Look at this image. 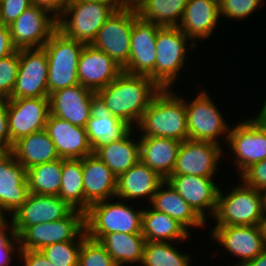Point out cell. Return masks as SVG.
<instances>
[{
    "instance_id": "obj_50",
    "label": "cell",
    "mask_w": 266,
    "mask_h": 266,
    "mask_svg": "<svg viewBox=\"0 0 266 266\" xmlns=\"http://www.w3.org/2000/svg\"><path fill=\"white\" fill-rule=\"evenodd\" d=\"M244 266H266V245L257 257L248 261Z\"/></svg>"
},
{
    "instance_id": "obj_33",
    "label": "cell",
    "mask_w": 266,
    "mask_h": 266,
    "mask_svg": "<svg viewBox=\"0 0 266 266\" xmlns=\"http://www.w3.org/2000/svg\"><path fill=\"white\" fill-rule=\"evenodd\" d=\"M99 242L104 246L117 266L141 264L146 239L142 234L108 233Z\"/></svg>"
},
{
    "instance_id": "obj_17",
    "label": "cell",
    "mask_w": 266,
    "mask_h": 266,
    "mask_svg": "<svg viewBox=\"0 0 266 266\" xmlns=\"http://www.w3.org/2000/svg\"><path fill=\"white\" fill-rule=\"evenodd\" d=\"M72 210L59 196L29 193L26 201L11 215L14 233L19 237L29 226L63 219Z\"/></svg>"
},
{
    "instance_id": "obj_26",
    "label": "cell",
    "mask_w": 266,
    "mask_h": 266,
    "mask_svg": "<svg viewBox=\"0 0 266 266\" xmlns=\"http://www.w3.org/2000/svg\"><path fill=\"white\" fill-rule=\"evenodd\" d=\"M219 17V0H189L178 27L193 41L208 39Z\"/></svg>"
},
{
    "instance_id": "obj_52",
    "label": "cell",
    "mask_w": 266,
    "mask_h": 266,
    "mask_svg": "<svg viewBox=\"0 0 266 266\" xmlns=\"http://www.w3.org/2000/svg\"><path fill=\"white\" fill-rule=\"evenodd\" d=\"M263 215L266 216V188L260 190Z\"/></svg>"
},
{
    "instance_id": "obj_12",
    "label": "cell",
    "mask_w": 266,
    "mask_h": 266,
    "mask_svg": "<svg viewBox=\"0 0 266 266\" xmlns=\"http://www.w3.org/2000/svg\"><path fill=\"white\" fill-rule=\"evenodd\" d=\"M47 79L45 49H20L17 79L9 99L49 97Z\"/></svg>"
},
{
    "instance_id": "obj_46",
    "label": "cell",
    "mask_w": 266,
    "mask_h": 266,
    "mask_svg": "<svg viewBox=\"0 0 266 266\" xmlns=\"http://www.w3.org/2000/svg\"><path fill=\"white\" fill-rule=\"evenodd\" d=\"M0 144L10 148L6 98H0Z\"/></svg>"
},
{
    "instance_id": "obj_39",
    "label": "cell",
    "mask_w": 266,
    "mask_h": 266,
    "mask_svg": "<svg viewBox=\"0 0 266 266\" xmlns=\"http://www.w3.org/2000/svg\"><path fill=\"white\" fill-rule=\"evenodd\" d=\"M78 266H117L104 246L86 236L79 251Z\"/></svg>"
},
{
    "instance_id": "obj_35",
    "label": "cell",
    "mask_w": 266,
    "mask_h": 266,
    "mask_svg": "<svg viewBox=\"0 0 266 266\" xmlns=\"http://www.w3.org/2000/svg\"><path fill=\"white\" fill-rule=\"evenodd\" d=\"M189 0H148L138 11L140 19L159 26L178 27Z\"/></svg>"
},
{
    "instance_id": "obj_44",
    "label": "cell",
    "mask_w": 266,
    "mask_h": 266,
    "mask_svg": "<svg viewBox=\"0 0 266 266\" xmlns=\"http://www.w3.org/2000/svg\"><path fill=\"white\" fill-rule=\"evenodd\" d=\"M31 5V0H0V23L10 25Z\"/></svg>"
},
{
    "instance_id": "obj_36",
    "label": "cell",
    "mask_w": 266,
    "mask_h": 266,
    "mask_svg": "<svg viewBox=\"0 0 266 266\" xmlns=\"http://www.w3.org/2000/svg\"><path fill=\"white\" fill-rule=\"evenodd\" d=\"M62 174V158L26 170L29 192L58 196Z\"/></svg>"
},
{
    "instance_id": "obj_1",
    "label": "cell",
    "mask_w": 266,
    "mask_h": 266,
    "mask_svg": "<svg viewBox=\"0 0 266 266\" xmlns=\"http://www.w3.org/2000/svg\"><path fill=\"white\" fill-rule=\"evenodd\" d=\"M161 88L149 77L122 72L109 85L96 91L113 116L132 127Z\"/></svg>"
},
{
    "instance_id": "obj_11",
    "label": "cell",
    "mask_w": 266,
    "mask_h": 266,
    "mask_svg": "<svg viewBox=\"0 0 266 266\" xmlns=\"http://www.w3.org/2000/svg\"><path fill=\"white\" fill-rule=\"evenodd\" d=\"M227 143L241 174L250 165L266 159V125L256 116L242 120L229 130Z\"/></svg>"
},
{
    "instance_id": "obj_48",
    "label": "cell",
    "mask_w": 266,
    "mask_h": 266,
    "mask_svg": "<svg viewBox=\"0 0 266 266\" xmlns=\"http://www.w3.org/2000/svg\"><path fill=\"white\" fill-rule=\"evenodd\" d=\"M16 50L11 40L9 27L0 23V59L13 54Z\"/></svg>"
},
{
    "instance_id": "obj_16",
    "label": "cell",
    "mask_w": 266,
    "mask_h": 266,
    "mask_svg": "<svg viewBox=\"0 0 266 266\" xmlns=\"http://www.w3.org/2000/svg\"><path fill=\"white\" fill-rule=\"evenodd\" d=\"M219 144L188 139L181 142L172 175H196L213 178L222 157Z\"/></svg>"
},
{
    "instance_id": "obj_19",
    "label": "cell",
    "mask_w": 266,
    "mask_h": 266,
    "mask_svg": "<svg viewBox=\"0 0 266 266\" xmlns=\"http://www.w3.org/2000/svg\"><path fill=\"white\" fill-rule=\"evenodd\" d=\"M213 179L196 175H171L166 181L206 221V215L211 217L215 214L220 190ZM205 210L209 214L205 215Z\"/></svg>"
},
{
    "instance_id": "obj_4",
    "label": "cell",
    "mask_w": 266,
    "mask_h": 266,
    "mask_svg": "<svg viewBox=\"0 0 266 266\" xmlns=\"http://www.w3.org/2000/svg\"><path fill=\"white\" fill-rule=\"evenodd\" d=\"M116 9H119V4L102 1L70 2L57 18V29L67 38L89 45Z\"/></svg>"
},
{
    "instance_id": "obj_23",
    "label": "cell",
    "mask_w": 266,
    "mask_h": 266,
    "mask_svg": "<svg viewBox=\"0 0 266 266\" xmlns=\"http://www.w3.org/2000/svg\"><path fill=\"white\" fill-rule=\"evenodd\" d=\"M45 130L53 141L60 158L82 159L93 154L86 128L73 125L67 120L50 114Z\"/></svg>"
},
{
    "instance_id": "obj_51",
    "label": "cell",
    "mask_w": 266,
    "mask_h": 266,
    "mask_svg": "<svg viewBox=\"0 0 266 266\" xmlns=\"http://www.w3.org/2000/svg\"><path fill=\"white\" fill-rule=\"evenodd\" d=\"M11 153V149L0 144V163Z\"/></svg>"
},
{
    "instance_id": "obj_34",
    "label": "cell",
    "mask_w": 266,
    "mask_h": 266,
    "mask_svg": "<svg viewBox=\"0 0 266 266\" xmlns=\"http://www.w3.org/2000/svg\"><path fill=\"white\" fill-rule=\"evenodd\" d=\"M62 180L58 196L72 209L85 213L82 159L62 158Z\"/></svg>"
},
{
    "instance_id": "obj_8",
    "label": "cell",
    "mask_w": 266,
    "mask_h": 266,
    "mask_svg": "<svg viewBox=\"0 0 266 266\" xmlns=\"http://www.w3.org/2000/svg\"><path fill=\"white\" fill-rule=\"evenodd\" d=\"M85 213L73 209L63 219L29 226L19 237L20 250H41L63 241H83L86 237Z\"/></svg>"
},
{
    "instance_id": "obj_45",
    "label": "cell",
    "mask_w": 266,
    "mask_h": 266,
    "mask_svg": "<svg viewBox=\"0 0 266 266\" xmlns=\"http://www.w3.org/2000/svg\"><path fill=\"white\" fill-rule=\"evenodd\" d=\"M19 260L24 261L25 266H55L43 255L40 250H19Z\"/></svg>"
},
{
    "instance_id": "obj_30",
    "label": "cell",
    "mask_w": 266,
    "mask_h": 266,
    "mask_svg": "<svg viewBox=\"0 0 266 266\" xmlns=\"http://www.w3.org/2000/svg\"><path fill=\"white\" fill-rule=\"evenodd\" d=\"M11 153L26 170L60 158L45 129L19 138L13 143Z\"/></svg>"
},
{
    "instance_id": "obj_42",
    "label": "cell",
    "mask_w": 266,
    "mask_h": 266,
    "mask_svg": "<svg viewBox=\"0 0 266 266\" xmlns=\"http://www.w3.org/2000/svg\"><path fill=\"white\" fill-rule=\"evenodd\" d=\"M7 220H0V266H9L13 259L11 255H14L12 253L20 250L19 239L14 233L12 222Z\"/></svg>"
},
{
    "instance_id": "obj_27",
    "label": "cell",
    "mask_w": 266,
    "mask_h": 266,
    "mask_svg": "<svg viewBox=\"0 0 266 266\" xmlns=\"http://www.w3.org/2000/svg\"><path fill=\"white\" fill-rule=\"evenodd\" d=\"M181 142L165 137H140V161L167 180L173 173Z\"/></svg>"
},
{
    "instance_id": "obj_24",
    "label": "cell",
    "mask_w": 266,
    "mask_h": 266,
    "mask_svg": "<svg viewBox=\"0 0 266 266\" xmlns=\"http://www.w3.org/2000/svg\"><path fill=\"white\" fill-rule=\"evenodd\" d=\"M85 212L100 201L115 198L117 176L94 154L82 158Z\"/></svg>"
},
{
    "instance_id": "obj_10",
    "label": "cell",
    "mask_w": 266,
    "mask_h": 266,
    "mask_svg": "<svg viewBox=\"0 0 266 266\" xmlns=\"http://www.w3.org/2000/svg\"><path fill=\"white\" fill-rule=\"evenodd\" d=\"M212 98L202 89L191 102L185 100L188 139L210 141L219 144L218 137L228 139L230 127L214 105Z\"/></svg>"
},
{
    "instance_id": "obj_40",
    "label": "cell",
    "mask_w": 266,
    "mask_h": 266,
    "mask_svg": "<svg viewBox=\"0 0 266 266\" xmlns=\"http://www.w3.org/2000/svg\"><path fill=\"white\" fill-rule=\"evenodd\" d=\"M19 68V50L0 59V98L9 99L13 91Z\"/></svg>"
},
{
    "instance_id": "obj_41",
    "label": "cell",
    "mask_w": 266,
    "mask_h": 266,
    "mask_svg": "<svg viewBox=\"0 0 266 266\" xmlns=\"http://www.w3.org/2000/svg\"><path fill=\"white\" fill-rule=\"evenodd\" d=\"M263 0H219V14L221 17L228 19L245 20L252 15L254 10L262 3Z\"/></svg>"
},
{
    "instance_id": "obj_47",
    "label": "cell",
    "mask_w": 266,
    "mask_h": 266,
    "mask_svg": "<svg viewBox=\"0 0 266 266\" xmlns=\"http://www.w3.org/2000/svg\"><path fill=\"white\" fill-rule=\"evenodd\" d=\"M31 2L33 5L46 9L51 15L58 18L66 9L70 0H31Z\"/></svg>"
},
{
    "instance_id": "obj_29",
    "label": "cell",
    "mask_w": 266,
    "mask_h": 266,
    "mask_svg": "<svg viewBox=\"0 0 266 266\" xmlns=\"http://www.w3.org/2000/svg\"><path fill=\"white\" fill-rule=\"evenodd\" d=\"M165 186L168 189H164ZM150 205L174 218L187 231H190L189 227L203 228L207 224L166 180L158 187Z\"/></svg>"
},
{
    "instance_id": "obj_15",
    "label": "cell",
    "mask_w": 266,
    "mask_h": 266,
    "mask_svg": "<svg viewBox=\"0 0 266 266\" xmlns=\"http://www.w3.org/2000/svg\"><path fill=\"white\" fill-rule=\"evenodd\" d=\"M160 27L139 17L134 21L129 60L123 72L147 76L155 82L156 37Z\"/></svg>"
},
{
    "instance_id": "obj_25",
    "label": "cell",
    "mask_w": 266,
    "mask_h": 266,
    "mask_svg": "<svg viewBox=\"0 0 266 266\" xmlns=\"http://www.w3.org/2000/svg\"><path fill=\"white\" fill-rule=\"evenodd\" d=\"M29 193L26 169L10 153L0 163V209L2 213L10 212L13 215L26 201Z\"/></svg>"
},
{
    "instance_id": "obj_57",
    "label": "cell",
    "mask_w": 266,
    "mask_h": 266,
    "mask_svg": "<svg viewBox=\"0 0 266 266\" xmlns=\"http://www.w3.org/2000/svg\"><path fill=\"white\" fill-rule=\"evenodd\" d=\"M6 217H7V215L5 216V215L2 213L1 209H0V220L4 219V218H6Z\"/></svg>"
},
{
    "instance_id": "obj_5",
    "label": "cell",
    "mask_w": 266,
    "mask_h": 266,
    "mask_svg": "<svg viewBox=\"0 0 266 266\" xmlns=\"http://www.w3.org/2000/svg\"><path fill=\"white\" fill-rule=\"evenodd\" d=\"M85 44L67 38L58 29L43 46L48 58V92L80 84L77 77L79 58Z\"/></svg>"
},
{
    "instance_id": "obj_21",
    "label": "cell",
    "mask_w": 266,
    "mask_h": 266,
    "mask_svg": "<svg viewBox=\"0 0 266 266\" xmlns=\"http://www.w3.org/2000/svg\"><path fill=\"white\" fill-rule=\"evenodd\" d=\"M122 72L123 68L104 51L94 48L91 44L84 45L77 68L81 85L96 92L109 85Z\"/></svg>"
},
{
    "instance_id": "obj_38",
    "label": "cell",
    "mask_w": 266,
    "mask_h": 266,
    "mask_svg": "<svg viewBox=\"0 0 266 266\" xmlns=\"http://www.w3.org/2000/svg\"><path fill=\"white\" fill-rule=\"evenodd\" d=\"M82 241H63L50 244L40 251L55 266H78Z\"/></svg>"
},
{
    "instance_id": "obj_22",
    "label": "cell",
    "mask_w": 266,
    "mask_h": 266,
    "mask_svg": "<svg viewBox=\"0 0 266 266\" xmlns=\"http://www.w3.org/2000/svg\"><path fill=\"white\" fill-rule=\"evenodd\" d=\"M94 91L81 84L52 92L50 114L85 128L91 117L90 105Z\"/></svg>"
},
{
    "instance_id": "obj_53",
    "label": "cell",
    "mask_w": 266,
    "mask_h": 266,
    "mask_svg": "<svg viewBox=\"0 0 266 266\" xmlns=\"http://www.w3.org/2000/svg\"><path fill=\"white\" fill-rule=\"evenodd\" d=\"M102 1L109 4H119V0H70V2Z\"/></svg>"
},
{
    "instance_id": "obj_6",
    "label": "cell",
    "mask_w": 266,
    "mask_h": 266,
    "mask_svg": "<svg viewBox=\"0 0 266 266\" xmlns=\"http://www.w3.org/2000/svg\"><path fill=\"white\" fill-rule=\"evenodd\" d=\"M215 226L262 225L264 219L260 190L244 183L234 186L229 194L218 193Z\"/></svg>"
},
{
    "instance_id": "obj_3",
    "label": "cell",
    "mask_w": 266,
    "mask_h": 266,
    "mask_svg": "<svg viewBox=\"0 0 266 266\" xmlns=\"http://www.w3.org/2000/svg\"><path fill=\"white\" fill-rule=\"evenodd\" d=\"M100 201L92 204L85 212V232L92 239L100 240L108 233L142 234V212L124 200Z\"/></svg>"
},
{
    "instance_id": "obj_56",
    "label": "cell",
    "mask_w": 266,
    "mask_h": 266,
    "mask_svg": "<svg viewBox=\"0 0 266 266\" xmlns=\"http://www.w3.org/2000/svg\"><path fill=\"white\" fill-rule=\"evenodd\" d=\"M260 113H266V99L264 100L263 107H262Z\"/></svg>"
},
{
    "instance_id": "obj_55",
    "label": "cell",
    "mask_w": 266,
    "mask_h": 266,
    "mask_svg": "<svg viewBox=\"0 0 266 266\" xmlns=\"http://www.w3.org/2000/svg\"><path fill=\"white\" fill-rule=\"evenodd\" d=\"M257 117L266 125V113H259Z\"/></svg>"
},
{
    "instance_id": "obj_9",
    "label": "cell",
    "mask_w": 266,
    "mask_h": 266,
    "mask_svg": "<svg viewBox=\"0 0 266 266\" xmlns=\"http://www.w3.org/2000/svg\"><path fill=\"white\" fill-rule=\"evenodd\" d=\"M137 18L136 11L116 9L99 29L91 45L104 51L119 66L124 68L129 60L131 31Z\"/></svg>"
},
{
    "instance_id": "obj_13",
    "label": "cell",
    "mask_w": 266,
    "mask_h": 266,
    "mask_svg": "<svg viewBox=\"0 0 266 266\" xmlns=\"http://www.w3.org/2000/svg\"><path fill=\"white\" fill-rule=\"evenodd\" d=\"M46 9L31 5L8 25L11 40L17 50L43 48L57 30V18Z\"/></svg>"
},
{
    "instance_id": "obj_49",
    "label": "cell",
    "mask_w": 266,
    "mask_h": 266,
    "mask_svg": "<svg viewBox=\"0 0 266 266\" xmlns=\"http://www.w3.org/2000/svg\"><path fill=\"white\" fill-rule=\"evenodd\" d=\"M148 0H119V9L138 11Z\"/></svg>"
},
{
    "instance_id": "obj_32",
    "label": "cell",
    "mask_w": 266,
    "mask_h": 266,
    "mask_svg": "<svg viewBox=\"0 0 266 266\" xmlns=\"http://www.w3.org/2000/svg\"><path fill=\"white\" fill-rule=\"evenodd\" d=\"M181 224L169 215L155 209H143L142 235L146 241L173 242L187 240L190 235Z\"/></svg>"
},
{
    "instance_id": "obj_18",
    "label": "cell",
    "mask_w": 266,
    "mask_h": 266,
    "mask_svg": "<svg viewBox=\"0 0 266 266\" xmlns=\"http://www.w3.org/2000/svg\"><path fill=\"white\" fill-rule=\"evenodd\" d=\"M210 232L212 239L219 242L220 246L240 257L236 266H244L257 257L265 247L261 225L215 226Z\"/></svg>"
},
{
    "instance_id": "obj_20",
    "label": "cell",
    "mask_w": 266,
    "mask_h": 266,
    "mask_svg": "<svg viewBox=\"0 0 266 266\" xmlns=\"http://www.w3.org/2000/svg\"><path fill=\"white\" fill-rule=\"evenodd\" d=\"M91 117L86 125V133L93 153L99 148L120 140L133 127L113 116L102 98L94 92L90 105Z\"/></svg>"
},
{
    "instance_id": "obj_54",
    "label": "cell",
    "mask_w": 266,
    "mask_h": 266,
    "mask_svg": "<svg viewBox=\"0 0 266 266\" xmlns=\"http://www.w3.org/2000/svg\"><path fill=\"white\" fill-rule=\"evenodd\" d=\"M261 226H262V229H263V233H264V242H265V245H266V216L264 217Z\"/></svg>"
},
{
    "instance_id": "obj_28",
    "label": "cell",
    "mask_w": 266,
    "mask_h": 266,
    "mask_svg": "<svg viewBox=\"0 0 266 266\" xmlns=\"http://www.w3.org/2000/svg\"><path fill=\"white\" fill-rule=\"evenodd\" d=\"M165 181L157 172L139 161L122 173L117 180L116 197L121 200L147 198L149 203L158 187Z\"/></svg>"
},
{
    "instance_id": "obj_2",
    "label": "cell",
    "mask_w": 266,
    "mask_h": 266,
    "mask_svg": "<svg viewBox=\"0 0 266 266\" xmlns=\"http://www.w3.org/2000/svg\"><path fill=\"white\" fill-rule=\"evenodd\" d=\"M137 126L144 133L142 137L188 140L185 100L171 89H161L143 112Z\"/></svg>"
},
{
    "instance_id": "obj_7",
    "label": "cell",
    "mask_w": 266,
    "mask_h": 266,
    "mask_svg": "<svg viewBox=\"0 0 266 266\" xmlns=\"http://www.w3.org/2000/svg\"><path fill=\"white\" fill-rule=\"evenodd\" d=\"M187 37L179 27L161 26L156 37V61H155V83L161 89H172L174 82H177L179 71H182L185 59L188 56L186 49H194L195 42H187Z\"/></svg>"
},
{
    "instance_id": "obj_14",
    "label": "cell",
    "mask_w": 266,
    "mask_h": 266,
    "mask_svg": "<svg viewBox=\"0 0 266 266\" xmlns=\"http://www.w3.org/2000/svg\"><path fill=\"white\" fill-rule=\"evenodd\" d=\"M49 115V97L7 99L10 149L19 138L45 129Z\"/></svg>"
},
{
    "instance_id": "obj_37",
    "label": "cell",
    "mask_w": 266,
    "mask_h": 266,
    "mask_svg": "<svg viewBox=\"0 0 266 266\" xmlns=\"http://www.w3.org/2000/svg\"><path fill=\"white\" fill-rule=\"evenodd\" d=\"M173 242L146 241L141 265L190 266V255L182 254Z\"/></svg>"
},
{
    "instance_id": "obj_31",
    "label": "cell",
    "mask_w": 266,
    "mask_h": 266,
    "mask_svg": "<svg viewBox=\"0 0 266 266\" xmlns=\"http://www.w3.org/2000/svg\"><path fill=\"white\" fill-rule=\"evenodd\" d=\"M130 130L123 138L99 147L93 154L117 176V178L140 161L139 139L133 141Z\"/></svg>"
},
{
    "instance_id": "obj_43",
    "label": "cell",
    "mask_w": 266,
    "mask_h": 266,
    "mask_svg": "<svg viewBox=\"0 0 266 266\" xmlns=\"http://www.w3.org/2000/svg\"><path fill=\"white\" fill-rule=\"evenodd\" d=\"M241 183L262 190L266 188V159L256 162L245 169L240 175Z\"/></svg>"
}]
</instances>
